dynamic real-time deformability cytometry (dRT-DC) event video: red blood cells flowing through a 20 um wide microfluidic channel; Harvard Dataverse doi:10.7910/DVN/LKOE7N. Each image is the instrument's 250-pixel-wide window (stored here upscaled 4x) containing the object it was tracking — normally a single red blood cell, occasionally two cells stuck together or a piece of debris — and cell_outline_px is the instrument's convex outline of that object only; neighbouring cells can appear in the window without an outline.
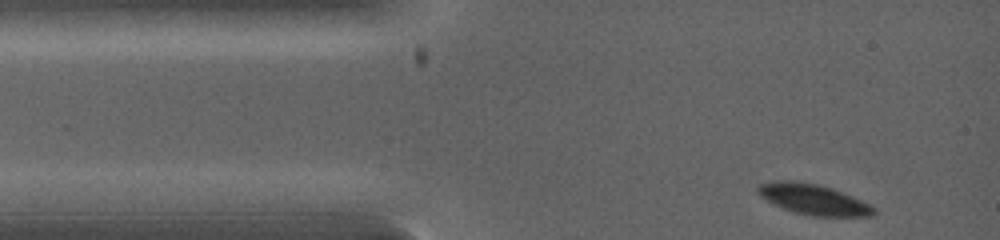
{"species": "common noctule bat (a hibernating species)", "species_latin": "Nyctalus noctula", "temperature_condition": "warm", "stored_images_in_passage": 4, "camera_frame_rate_fps": 5000, "um_per_image_px": 0.085, "animal": {"sex": "female", "body_mass_g": 19.0, "forearm_length_mm": 53.3}, "frame": {"image": 1, "passage_image": 1, "time_ms": 0.0, "image_size_px": [1000, 240], "cell_outline_px": [[876, 216], [812, 216], [796, 212], [784, 208], [760, 196], [756, 188], [760, 184], [780, 180], [788, 180], [816, 184], [832, 188], [852, 196], [876, 208]], "centroid_in_image_um": [69.18, 16.95], "position_along_channel_um": 15.8, "area_um2": 20.23}}
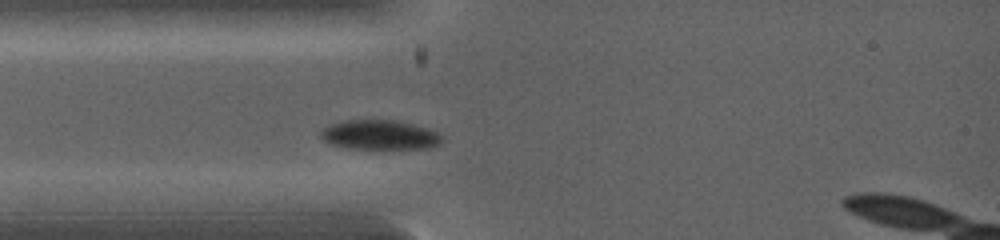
{"frame": {"image": 2, "passage_image": 4, "time_ms": 1.4, "image_size_px": [1000, 240], "cell_outline_px": [[444, 140], [440, 144], [424, 148], [348, 148], [332, 144], [324, 140], [320, 136], [320, 132], [324, 128], [332, 124], [344, 120], [396, 120], [412, 124], [436, 132]], "centroid_in_image_um": [32.25, 11.46], "position_along_channel_um": 52.7, "area_um2": 20.46}}